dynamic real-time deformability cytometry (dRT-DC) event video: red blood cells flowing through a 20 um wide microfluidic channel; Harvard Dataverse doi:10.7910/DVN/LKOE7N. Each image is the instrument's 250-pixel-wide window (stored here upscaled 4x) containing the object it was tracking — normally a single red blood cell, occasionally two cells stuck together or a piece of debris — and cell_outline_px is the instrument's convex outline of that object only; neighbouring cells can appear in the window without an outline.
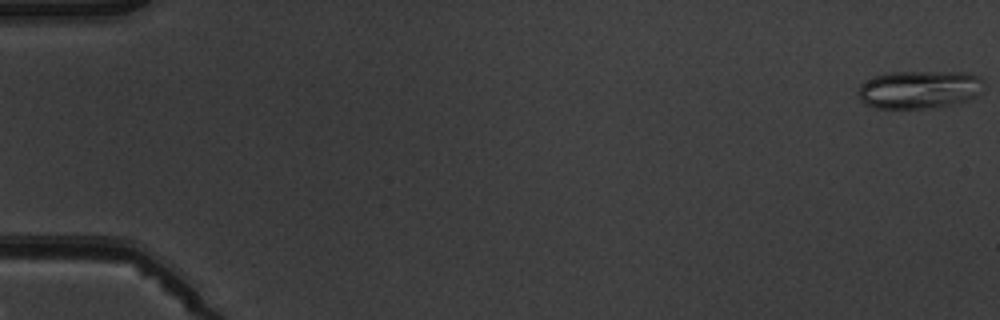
{"species": "common noctule bat (a hibernating species)", "species_latin": "Nyctalus noctula", "temperature_condition": "warm", "stored_images_in_passage": 5, "camera_frame_rate_fps": 3000, "um_per_image_px": 0.085, "animal": {"sex": "male", "body_mass_g": 19.5, "forearm_length_mm": 54.6}, "frame": {"image": 1, "passage_image": 1, "time_ms": 0.0, "image_size_px": [1000, 320], "cell_outline_px": [[984, 92], [968, 100], [932, 108], [876, 108], [864, 104], [856, 96], [860, 84], [884, 72], [968, 72], [980, 76], [984, 80]], "centroid_in_image_um": [78.16, 7.6], "position_along_channel_um": 6.8, "area_um2": 28.32}}
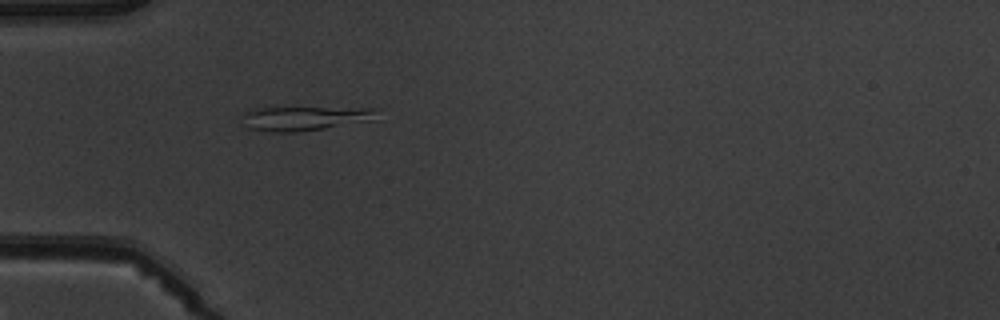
{"frame": {"image": 2, "passage_image": 5, "time_ms": 5.333, "image_size_px": [1000, 320], "cell_outline_px": [[380, 108], [376, 120], [324, 128], [296, 132], [276, 132], [248, 128], [244, 116], [244, 112], [252, 108]], "centroid_in_image_um": [26.01, 10.05], "position_along_channel_um": 59.0, "area_um2": 18.84}}